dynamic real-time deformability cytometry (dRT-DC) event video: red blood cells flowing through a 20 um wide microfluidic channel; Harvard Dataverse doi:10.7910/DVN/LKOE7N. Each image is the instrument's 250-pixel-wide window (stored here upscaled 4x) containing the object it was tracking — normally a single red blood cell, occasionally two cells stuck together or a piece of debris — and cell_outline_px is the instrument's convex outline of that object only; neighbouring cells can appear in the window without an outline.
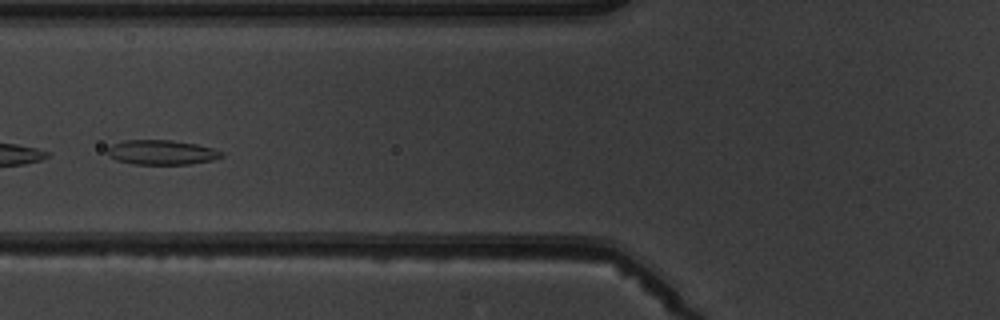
{"species": "common noctule bat (a hibernating species)", "species_latin": "Nyctalus noctula", "temperature_condition": "warm", "stored_images_in_passage": 5, "segment_of_instrument_passage": [2, 2], "camera_frame_rate_fps": 3000, "um_per_image_px": 0.085, "animal": {"sex": "male", "body_mass_g": 19.5, "forearm_length_mm": 54.6}, "frame": {"image": 1, "passage_image": 5, "time_ms": 5.333, "image_size_px": [1000, 320], "cell_outline_px": [[224, 156], [212, 160], [188, 164], [132, 164], [116, 160], [108, 152], [108, 148], [112, 144], [124, 140], [172, 140], [196, 144], [212, 148], [224, 152]], "centroid_in_image_um": [13.76, 12.95], "position_along_channel_um": 112.0, "area_um2": 16.3}}